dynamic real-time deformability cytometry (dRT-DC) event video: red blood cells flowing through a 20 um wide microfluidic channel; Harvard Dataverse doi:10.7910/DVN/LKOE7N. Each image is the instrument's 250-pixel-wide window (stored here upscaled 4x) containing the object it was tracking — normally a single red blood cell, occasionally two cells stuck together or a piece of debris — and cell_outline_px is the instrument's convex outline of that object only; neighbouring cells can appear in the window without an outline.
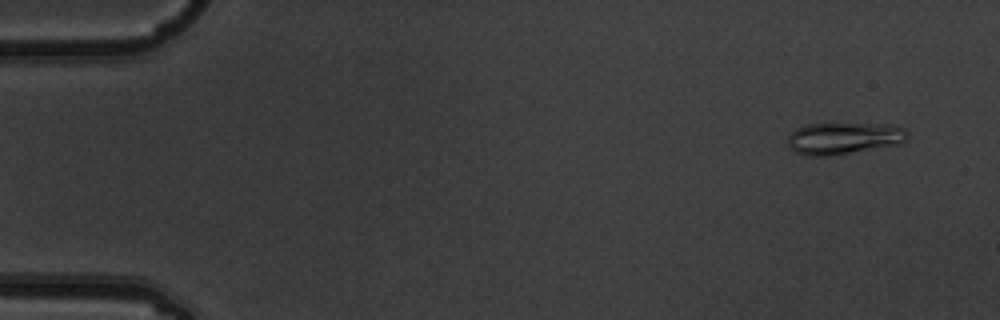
{"species": "common noctule bat (a hibernating species)", "species_latin": "Nyctalus noctula", "temperature_condition": "warm", "stored_images_in_passage": 5, "camera_frame_rate_fps": 3000, "um_per_image_px": 0.085, "animal": {"sex": "male", "body_mass_g": 19.5, "forearm_length_mm": 54.6}, "frame": {"image": 1, "passage_image": 1, "time_ms": 0.0, "image_size_px": [1000, 320], "cell_outline_px": [[908, 136], [900, 144], [832, 156], [808, 156], [796, 152], [788, 144], [788, 136], [796, 128], [808, 124], [864, 124], [904, 128], [908, 132]], "centroid_in_image_um": [71.67, 11.78], "position_along_channel_um": 13.3, "area_um2": 21.85}}